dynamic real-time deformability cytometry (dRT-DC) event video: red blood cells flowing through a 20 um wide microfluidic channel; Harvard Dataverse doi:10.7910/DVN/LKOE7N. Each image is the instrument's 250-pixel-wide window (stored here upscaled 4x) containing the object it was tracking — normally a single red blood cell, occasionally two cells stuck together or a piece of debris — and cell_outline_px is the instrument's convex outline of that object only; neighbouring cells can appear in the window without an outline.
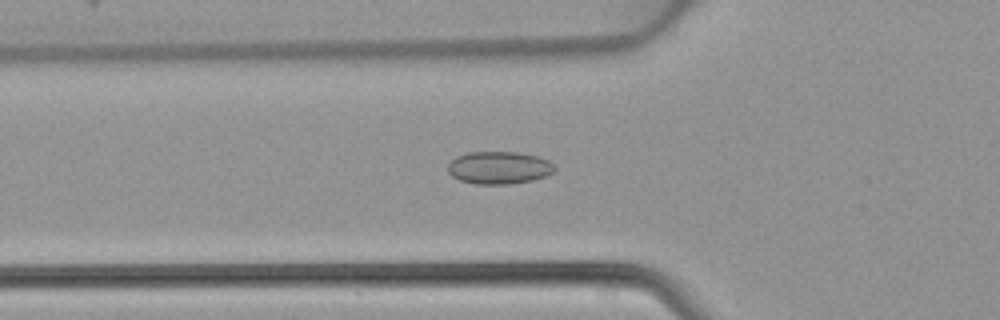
{"species": "common noctule bat (a hibernating species)", "species_latin": "Nyctalus noctula", "temperature_condition": "warm", "stored_images_in_passage": 40, "camera_frame_rate_fps": 3000, "um_per_image_px": 0.085, "animal": {"sex": "female", "body_mass_g": 22.7, "forearm_length_mm": 54.2}, "frame": {"image": 1, "passage_image": 10, "time_ms": 3.0, "image_size_px": [1000, 320], "cell_outline_px": [[556, 168], [552, 172], [544, 176], [532, 180], [508, 184], [476, 184], [460, 180], [452, 176], [448, 172], [448, 164], [456, 156], [468, 152], [516, 152], [536, 156], [548, 160], [556, 164]], "centroid_in_image_um": [42.41, 14.25], "position_along_channel_um": 83.4, "area_um2": 20.23}}
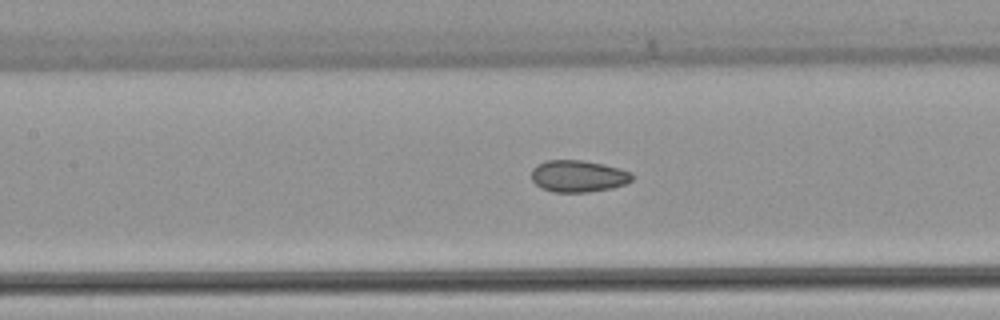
{"frame": {"image": 2, "passage_image": 15, "time_ms": 4.667, "image_size_px": [1000, 320], "cell_outline_px": [[632, 180], [624, 184], [612, 188], [588, 192], [552, 192], [536, 184], [532, 180], [532, 168], [536, 164], [548, 160], [584, 160], [604, 164], [632, 172]], "centroid_in_image_um": [49.14, 14.96], "position_along_channel_um": 158.3, "area_um2": 18.67}}
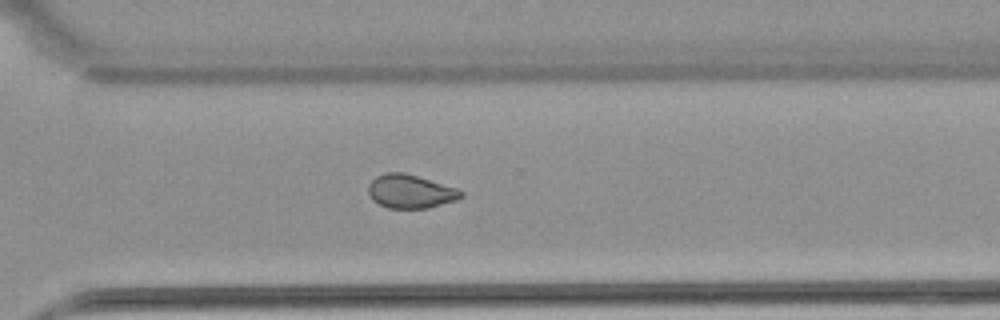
{"frame": {"image": 3, "passage_image": 27, "time_ms": 8.667, "image_size_px": [1000, 320], "cell_outline_px": [[464, 196], [456, 200], [428, 208], [388, 208], [372, 200], [368, 192], [368, 184], [376, 176], [384, 172], [404, 172], [456, 188], [464, 192]], "centroid_in_image_um": [34.87, 16.27], "position_along_channel_um": 335.7, "area_um2": 18.15}}